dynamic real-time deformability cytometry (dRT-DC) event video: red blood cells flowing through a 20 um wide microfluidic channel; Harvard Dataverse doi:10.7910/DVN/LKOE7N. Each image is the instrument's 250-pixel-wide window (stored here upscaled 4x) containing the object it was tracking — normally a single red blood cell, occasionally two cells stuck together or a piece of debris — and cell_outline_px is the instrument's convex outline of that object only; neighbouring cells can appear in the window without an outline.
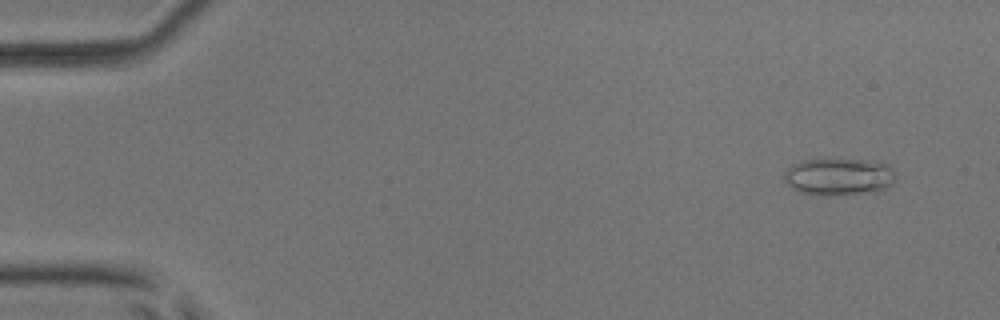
{"species": "common noctule bat (a hibernating species)", "species_latin": "Nyctalus noctula", "temperature_condition": "room temperature", "stored_images_in_passage": 6, "camera_frame_rate_fps": 3000, "um_per_image_px": 0.085, "animal": {"sex": "male", "body_mass_g": 17.9, "forearm_length_mm": 54.2}, "frame": {"image": 1, "passage_image": 1, "time_ms": 0.0, "image_size_px": [1000, 320], "cell_outline_px": [[892, 184], [876, 192], [800, 192], [792, 188], [784, 180], [784, 172], [792, 164], [800, 160], [832, 156], [864, 160], [888, 164], [892, 168]], "centroid_in_image_um": [71.25, 14.91], "position_along_channel_um": 13.8, "area_um2": 23.76}}
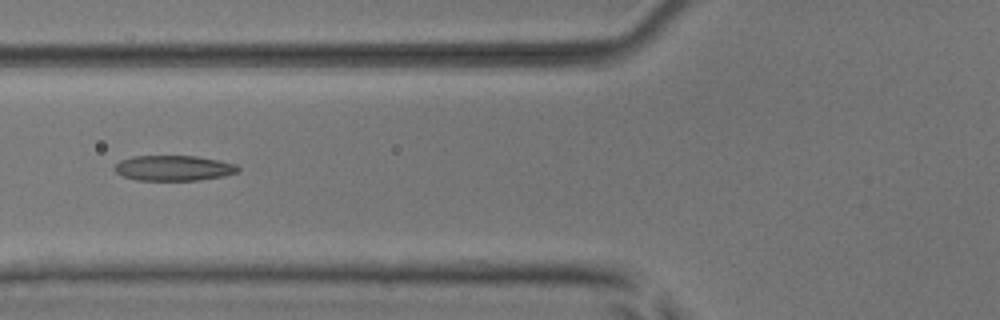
{"frame": {"image": 2, "passage_image": 6, "time_ms": 5.667, "image_size_px": [1000, 320], "cell_outline_px": [[240, 172], [224, 176], [200, 180], [136, 180], [124, 176], [116, 172], [112, 168], [120, 160], [132, 156], [196, 156], [220, 160], [236, 164], [240, 168]], "centroid_in_image_um": [14.79, 14.28], "position_along_channel_um": 111.0, "area_um2": 18.38}}